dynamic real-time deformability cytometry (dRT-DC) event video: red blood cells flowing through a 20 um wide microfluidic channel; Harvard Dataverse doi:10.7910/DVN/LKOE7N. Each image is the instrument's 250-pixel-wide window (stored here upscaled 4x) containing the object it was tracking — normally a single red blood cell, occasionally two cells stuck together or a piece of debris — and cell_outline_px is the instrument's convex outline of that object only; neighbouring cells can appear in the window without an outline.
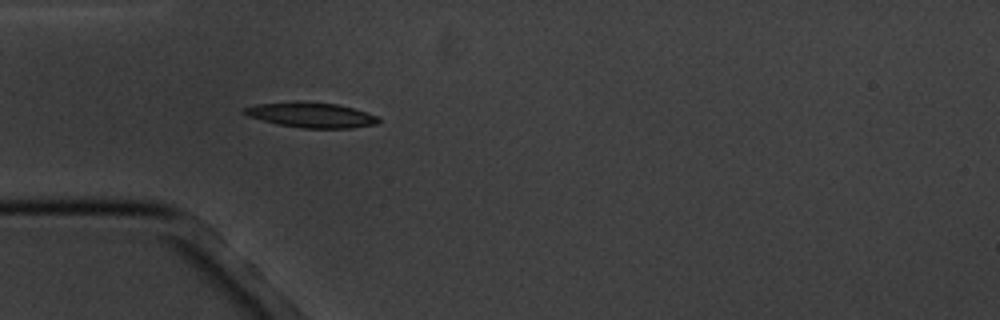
{"species": "common noctule bat (a hibernating species)", "species_latin": "Nyctalus noctula", "temperature_condition": "cold", "stored_images_in_passage": 2, "camera_frame_rate_fps": 3000, "um_per_image_px": 0.085, "animal": {"sex": "male", "body_mass_g": 20.1, "forearm_length_mm": 53.5}, "frame": {"image": 1, "passage_image": 2, "time_ms": 1.333, "image_size_px": [1000, 320], "cell_outline_px": [[380, 120], [376, 124], [352, 128], [300, 128], [276, 124], [248, 116], [240, 112], [240, 108], [256, 104], [336, 104], [368, 112], [376, 116]], "centroid_in_image_um": [26.44, 9.82], "position_along_channel_um": 58.6, "area_um2": 18.84}}